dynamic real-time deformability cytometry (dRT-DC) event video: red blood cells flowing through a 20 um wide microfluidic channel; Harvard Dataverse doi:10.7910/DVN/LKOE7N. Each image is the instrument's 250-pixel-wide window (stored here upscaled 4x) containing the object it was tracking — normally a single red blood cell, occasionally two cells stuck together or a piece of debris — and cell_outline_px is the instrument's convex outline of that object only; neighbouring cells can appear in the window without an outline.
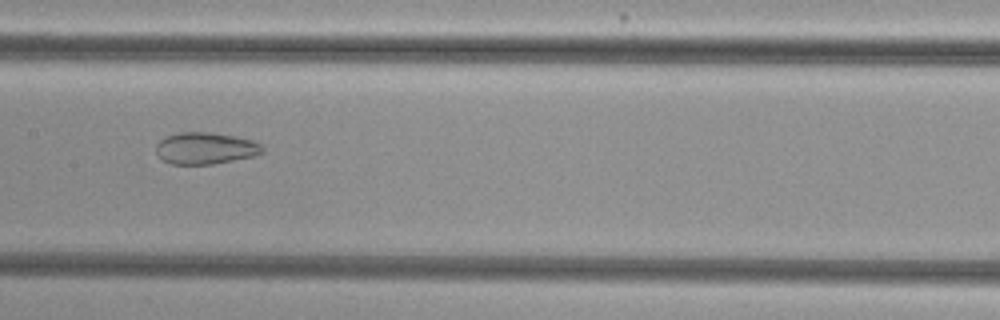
{"species": "common noctule bat (a hibernating species)", "species_latin": "Nyctalus noctula", "temperature_condition": "cold", "stored_images_in_passage": 37, "camera_frame_rate_fps": 3000, "um_per_image_px": 0.085, "animal": {"sex": "female", "body_mass_g": 29.2, "forearm_length_mm": 56.3}, "frame": {"image": 1, "passage_image": 10, "time_ms": 3.0, "image_size_px": [1000, 320], "cell_outline_px": [[264, 152], [256, 156], [212, 164], [172, 164], [164, 160], [156, 152], [156, 144], [160, 140], [168, 136], [180, 132], [208, 132], [236, 136], [252, 140], [260, 144], [264, 148]], "centroid_in_image_um": [17.5, 12.6], "position_along_channel_um": 189.9, "area_um2": 19.65}}
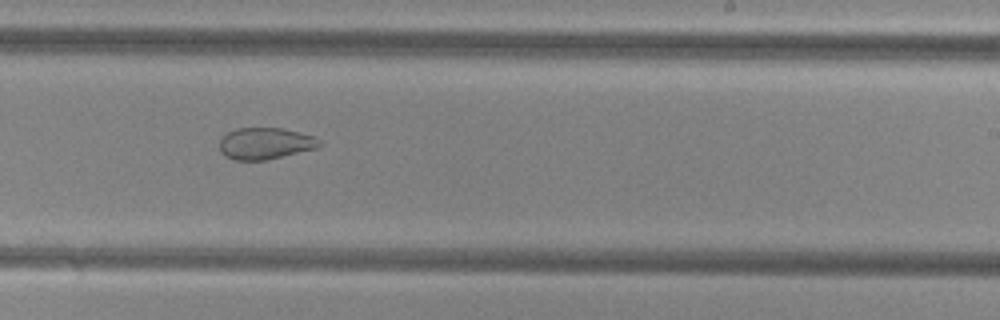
{"frame": {"image": 2, "passage_image": 16, "time_ms": 5.0, "image_size_px": [1000, 320], "cell_outline_px": [[324, 144], [316, 148], [268, 160], [236, 160], [220, 152], [220, 136], [236, 128], [280, 128], [316, 136]], "centroid_in_image_um": [22.56, 12.19], "position_along_channel_um": 266.4, "area_um2": 18.5}}
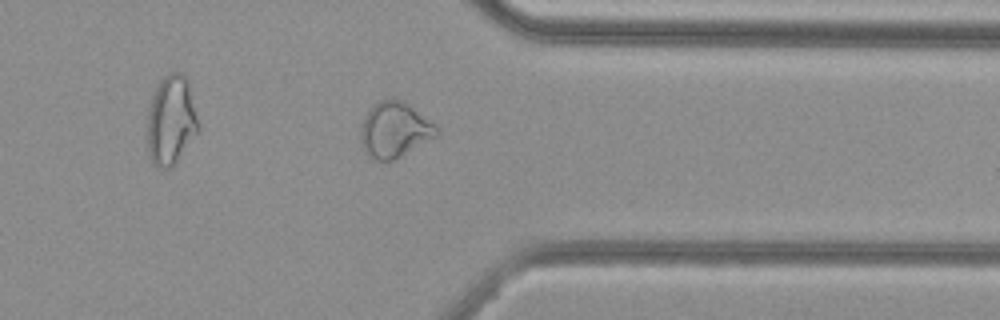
{"frame": {"image": 3, "passage_image": 25, "time_ms": 8.0, "image_size_px": [1000, 320], "cell_outline_px": [[440, 136], [392, 160], [376, 160], [364, 152], [360, 140], [360, 128], [372, 104], [380, 100], [392, 96], [408, 104], [436, 124], [440, 128]], "centroid_in_image_um": [33.57, 11.02], "position_along_channel_um": 377.8, "area_um2": 24.85}}